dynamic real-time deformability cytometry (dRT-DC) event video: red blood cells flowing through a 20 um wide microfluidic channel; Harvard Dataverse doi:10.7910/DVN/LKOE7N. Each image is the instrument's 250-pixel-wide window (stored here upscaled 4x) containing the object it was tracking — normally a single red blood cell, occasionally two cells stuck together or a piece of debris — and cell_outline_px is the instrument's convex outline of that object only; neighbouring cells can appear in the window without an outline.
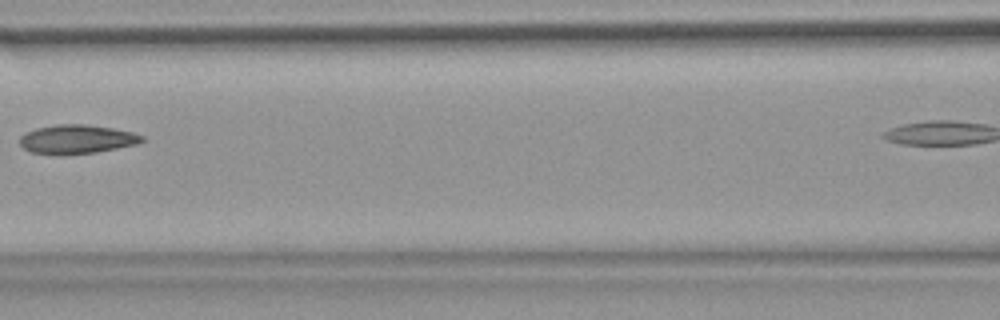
{"species": "common noctule bat (a hibernating species)", "species_latin": "Nyctalus noctula", "temperature_condition": "warm", "stored_images_in_passage": 6, "camera_frame_rate_fps": 3000, "um_per_image_px": 0.085, "animal": {"sex": "female", "body_mass_g": 18.4}, "frame": {"image": 1, "passage_image": 5, "time_ms": 1.333, "image_size_px": [1000, 320], "cell_outline_px": [[144, 140], [136, 144], [96, 152], [56, 156], [32, 152], [24, 148], [20, 144], [20, 136], [36, 128], [56, 124], [84, 124], [112, 128], [132, 132], [144, 136]], "centroid_in_image_um": [6.5, 11.84], "position_along_channel_um": 160.1, "area_um2": 20.63}}